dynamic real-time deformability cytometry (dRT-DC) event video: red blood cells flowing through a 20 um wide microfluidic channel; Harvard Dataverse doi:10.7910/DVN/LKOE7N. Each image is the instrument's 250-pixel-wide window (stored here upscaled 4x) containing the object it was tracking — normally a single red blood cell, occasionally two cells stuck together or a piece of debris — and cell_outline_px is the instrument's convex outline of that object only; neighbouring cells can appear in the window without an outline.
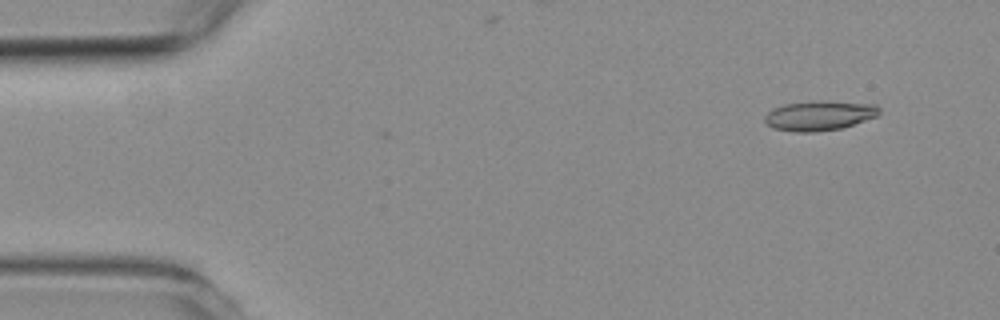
{"species": "common noctule bat (a hibernating species)", "species_latin": "Nyctalus noctula", "temperature_condition": "room temperature", "stored_images_in_passage": 2, "camera_frame_rate_fps": 3000, "um_per_image_px": 0.085, "animal": {"sex": "female", "body_mass_g": 19.3, "forearm_length_mm": 54.1}, "frame": {"image": 1, "passage_image": 2, "time_ms": 0.333, "image_size_px": [1000, 320], "cell_outline_px": [[880, 112], [876, 116], [840, 128], [816, 132], [796, 132], [772, 128], [764, 120], [764, 116], [772, 108], [784, 104], [820, 100], [824, 100], [876, 104], [880, 108]], "centroid_in_image_um": [69.62, 9.81], "position_along_channel_um": 15.4, "area_um2": 19.88}}